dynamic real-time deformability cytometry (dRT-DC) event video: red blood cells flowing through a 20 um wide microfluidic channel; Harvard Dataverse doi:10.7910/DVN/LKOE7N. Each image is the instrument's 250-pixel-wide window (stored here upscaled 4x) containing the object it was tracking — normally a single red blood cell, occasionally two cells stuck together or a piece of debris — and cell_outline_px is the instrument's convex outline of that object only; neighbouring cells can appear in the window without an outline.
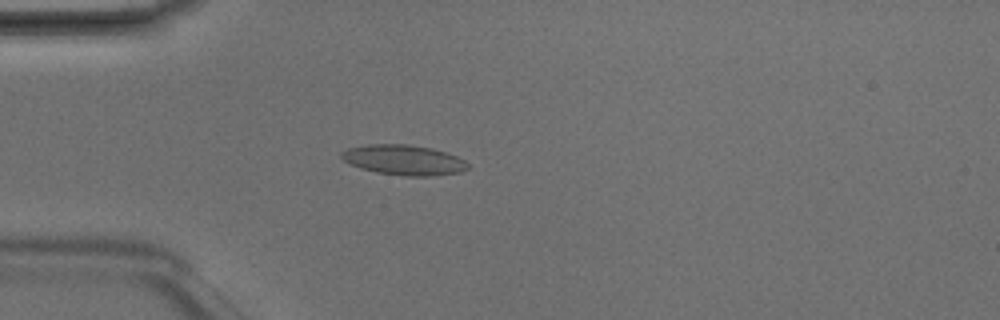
{"species": "Egyptian fruit bat (a non-hibernating species)", "species_latin": "Rousettus aegyptiacus", "temperature_condition": "room temperature", "stored_images_in_passage": 4, "camera_frame_rate_fps": 3000, "um_per_image_px": 0.085, "animal": {"sex": "male"}, "frame": {"image": 1, "passage_image": 4, "time_ms": 1.0, "image_size_px": [1000, 320], "cell_outline_px": [[468, 168], [460, 172], [432, 176], [404, 176], [376, 172], [360, 168], [344, 160], [340, 156], [340, 152], [348, 148], [368, 144], [408, 144], [432, 148], [456, 156], [464, 160], [468, 164]], "centroid_in_image_um": [34.31, 13.59], "position_along_channel_um": 50.7, "area_um2": 22.14}}